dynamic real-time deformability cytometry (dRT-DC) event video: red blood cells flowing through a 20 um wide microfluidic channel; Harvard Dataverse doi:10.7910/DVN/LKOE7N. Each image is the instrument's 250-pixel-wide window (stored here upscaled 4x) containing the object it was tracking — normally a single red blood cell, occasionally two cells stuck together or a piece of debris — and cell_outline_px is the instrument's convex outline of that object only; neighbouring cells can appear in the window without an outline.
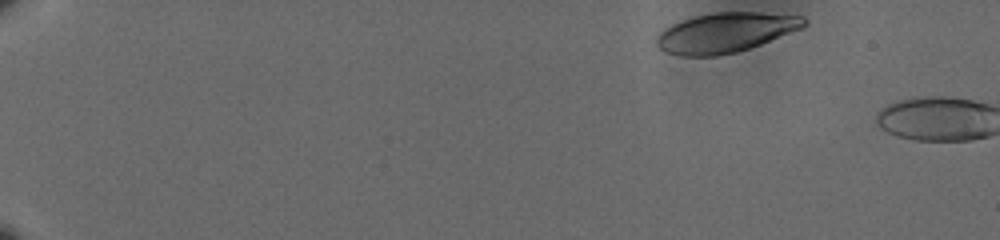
{"species": "human", "species_latin": "Homo sapiens", "temperature_condition": "cold", "stored_images_in_passage": 3, "camera_frame_rate_fps": 3000, "um_per_image_px": 0.085, "donor": {"sex": "male"}, "frame": {"image": 1, "passage_image": 1, "time_ms": 0.0, "image_size_px": [1000, 240], "cell_outline_px": [[808, 24], [800, 28], [760, 44], [736, 52], [716, 56], [680, 56], [664, 52], [656, 44], [656, 36], [664, 28], [672, 24], [692, 16], [716, 12], [760, 12], [804, 16], [808, 20]], "centroid_in_image_um": [61.63, 2.76], "position_along_channel_um": 23.4, "area_um2": 34.16}}